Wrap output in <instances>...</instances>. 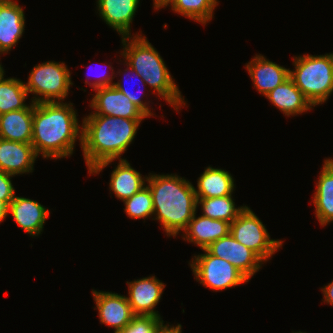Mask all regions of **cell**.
<instances>
[{
	"instance_id": "cell-1",
	"label": "cell",
	"mask_w": 333,
	"mask_h": 333,
	"mask_svg": "<svg viewBox=\"0 0 333 333\" xmlns=\"http://www.w3.org/2000/svg\"><path fill=\"white\" fill-rule=\"evenodd\" d=\"M144 119H128L106 115H88L82 123L83 157L89 174L100 173L133 142Z\"/></svg>"
},
{
	"instance_id": "cell-2",
	"label": "cell",
	"mask_w": 333,
	"mask_h": 333,
	"mask_svg": "<svg viewBox=\"0 0 333 333\" xmlns=\"http://www.w3.org/2000/svg\"><path fill=\"white\" fill-rule=\"evenodd\" d=\"M80 127L72 103H33L31 144L37 155L50 159L72 155L76 139L82 146Z\"/></svg>"
},
{
	"instance_id": "cell-3",
	"label": "cell",
	"mask_w": 333,
	"mask_h": 333,
	"mask_svg": "<svg viewBox=\"0 0 333 333\" xmlns=\"http://www.w3.org/2000/svg\"><path fill=\"white\" fill-rule=\"evenodd\" d=\"M147 187L150 189L154 214L167 236L176 237L184 231L197 210L195 187L176 174H149Z\"/></svg>"
},
{
	"instance_id": "cell-4",
	"label": "cell",
	"mask_w": 333,
	"mask_h": 333,
	"mask_svg": "<svg viewBox=\"0 0 333 333\" xmlns=\"http://www.w3.org/2000/svg\"><path fill=\"white\" fill-rule=\"evenodd\" d=\"M122 44L124 48L120 54L125 58L124 64L136 71L146 85L153 88L152 93L157 92V96L168 102L176 111L184 107L183 105L186 106L187 103L162 57L146 37L137 33L133 37H122Z\"/></svg>"
},
{
	"instance_id": "cell-5",
	"label": "cell",
	"mask_w": 333,
	"mask_h": 333,
	"mask_svg": "<svg viewBox=\"0 0 333 333\" xmlns=\"http://www.w3.org/2000/svg\"><path fill=\"white\" fill-rule=\"evenodd\" d=\"M289 77L314 107L324 103L333 90V53L293 58Z\"/></svg>"
},
{
	"instance_id": "cell-6",
	"label": "cell",
	"mask_w": 333,
	"mask_h": 333,
	"mask_svg": "<svg viewBox=\"0 0 333 333\" xmlns=\"http://www.w3.org/2000/svg\"><path fill=\"white\" fill-rule=\"evenodd\" d=\"M64 64L46 61L34 66L27 83H24L28 94H35L31 102H63L65 100L73 83L71 73Z\"/></svg>"
},
{
	"instance_id": "cell-7",
	"label": "cell",
	"mask_w": 333,
	"mask_h": 333,
	"mask_svg": "<svg viewBox=\"0 0 333 333\" xmlns=\"http://www.w3.org/2000/svg\"><path fill=\"white\" fill-rule=\"evenodd\" d=\"M203 251L204 254L195 255L189 264L195 279L204 287L222 291L249 282V279L230 262L211 255L206 249Z\"/></svg>"
},
{
	"instance_id": "cell-8",
	"label": "cell",
	"mask_w": 333,
	"mask_h": 333,
	"mask_svg": "<svg viewBox=\"0 0 333 333\" xmlns=\"http://www.w3.org/2000/svg\"><path fill=\"white\" fill-rule=\"evenodd\" d=\"M230 233L239 243L255 252L264 263L283 245L282 240L270 238L263 222L248 206L230 224Z\"/></svg>"
},
{
	"instance_id": "cell-9",
	"label": "cell",
	"mask_w": 333,
	"mask_h": 333,
	"mask_svg": "<svg viewBox=\"0 0 333 333\" xmlns=\"http://www.w3.org/2000/svg\"><path fill=\"white\" fill-rule=\"evenodd\" d=\"M206 250L211 255L230 262L249 280L260 270L264 262L255 252L239 243L231 233L214 241Z\"/></svg>"
},
{
	"instance_id": "cell-10",
	"label": "cell",
	"mask_w": 333,
	"mask_h": 333,
	"mask_svg": "<svg viewBox=\"0 0 333 333\" xmlns=\"http://www.w3.org/2000/svg\"><path fill=\"white\" fill-rule=\"evenodd\" d=\"M97 91L90 103L94 109L90 115H106L128 119H144L147 116L113 85L94 89Z\"/></svg>"
},
{
	"instance_id": "cell-11",
	"label": "cell",
	"mask_w": 333,
	"mask_h": 333,
	"mask_svg": "<svg viewBox=\"0 0 333 333\" xmlns=\"http://www.w3.org/2000/svg\"><path fill=\"white\" fill-rule=\"evenodd\" d=\"M127 300L135 316H152L162 319L156 305L160 302L165 284L155 276L128 282Z\"/></svg>"
},
{
	"instance_id": "cell-12",
	"label": "cell",
	"mask_w": 333,
	"mask_h": 333,
	"mask_svg": "<svg viewBox=\"0 0 333 333\" xmlns=\"http://www.w3.org/2000/svg\"><path fill=\"white\" fill-rule=\"evenodd\" d=\"M92 295L98 310L100 323L114 328L119 333L135 317L127 297L118 293L92 290Z\"/></svg>"
},
{
	"instance_id": "cell-13",
	"label": "cell",
	"mask_w": 333,
	"mask_h": 333,
	"mask_svg": "<svg viewBox=\"0 0 333 333\" xmlns=\"http://www.w3.org/2000/svg\"><path fill=\"white\" fill-rule=\"evenodd\" d=\"M37 157L31 143H20L0 138V171L13 176L32 173Z\"/></svg>"
},
{
	"instance_id": "cell-14",
	"label": "cell",
	"mask_w": 333,
	"mask_h": 333,
	"mask_svg": "<svg viewBox=\"0 0 333 333\" xmlns=\"http://www.w3.org/2000/svg\"><path fill=\"white\" fill-rule=\"evenodd\" d=\"M49 210L36 200L15 196L8 205L7 214L30 236H38L44 228Z\"/></svg>"
},
{
	"instance_id": "cell-15",
	"label": "cell",
	"mask_w": 333,
	"mask_h": 333,
	"mask_svg": "<svg viewBox=\"0 0 333 333\" xmlns=\"http://www.w3.org/2000/svg\"><path fill=\"white\" fill-rule=\"evenodd\" d=\"M23 8L13 0H0V53H8L20 40L25 28Z\"/></svg>"
},
{
	"instance_id": "cell-16",
	"label": "cell",
	"mask_w": 333,
	"mask_h": 333,
	"mask_svg": "<svg viewBox=\"0 0 333 333\" xmlns=\"http://www.w3.org/2000/svg\"><path fill=\"white\" fill-rule=\"evenodd\" d=\"M254 88L264 96L289 78L290 69L276 64L263 55H255L245 66Z\"/></svg>"
},
{
	"instance_id": "cell-17",
	"label": "cell",
	"mask_w": 333,
	"mask_h": 333,
	"mask_svg": "<svg viewBox=\"0 0 333 333\" xmlns=\"http://www.w3.org/2000/svg\"><path fill=\"white\" fill-rule=\"evenodd\" d=\"M140 0H97V9L102 20L122 37H130L131 23Z\"/></svg>"
},
{
	"instance_id": "cell-18",
	"label": "cell",
	"mask_w": 333,
	"mask_h": 333,
	"mask_svg": "<svg viewBox=\"0 0 333 333\" xmlns=\"http://www.w3.org/2000/svg\"><path fill=\"white\" fill-rule=\"evenodd\" d=\"M183 240L196 244L201 250L230 233V223L194 214L187 228L183 231Z\"/></svg>"
},
{
	"instance_id": "cell-19",
	"label": "cell",
	"mask_w": 333,
	"mask_h": 333,
	"mask_svg": "<svg viewBox=\"0 0 333 333\" xmlns=\"http://www.w3.org/2000/svg\"><path fill=\"white\" fill-rule=\"evenodd\" d=\"M33 102L26 108L0 115V138L20 143H31Z\"/></svg>"
},
{
	"instance_id": "cell-20",
	"label": "cell",
	"mask_w": 333,
	"mask_h": 333,
	"mask_svg": "<svg viewBox=\"0 0 333 333\" xmlns=\"http://www.w3.org/2000/svg\"><path fill=\"white\" fill-rule=\"evenodd\" d=\"M315 214L320 225L326 226L333 221V159L324 161L322 171L316 183L313 196Z\"/></svg>"
},
{
	"instance_id": "cell-21",
	"label": "cell",
	"mask_w": 333,
	"mask_h": 333,
	"mask_svg": "<svg viewBox=\"0 0 333 333\" xmlns=\"http://www.w3.org/2000/svg\"><path fill=\"white\" fill-rule=\"evenodd\" d=\"M265 97L286 116L300 115L313 107L290 77Z\"/></svg>"
},
{
	"instance_id": "cell-22",
	"label": "cell",
	"mask_w": 333,
	"mask_h": 333,
	"mask_svg": "<svg viewBox=\"0 0 333 333\" xmlns=\"http://www.w3.org/2000/svg\"><path fill=\"white\" fill-rule=\"evenodd\" d=\"M145 181L147 176L142 177L126 159H119L117 167L111 173L110 191L124 201L146 186Z\"/></svg>"
},
{
	"instance_id": "cell-23",
	"label": "cell",
	"mask_w": 333,
	"mask_h": 333,
	"mask_svg": "<svg viewBox=\"0 0 333 333\" xmlns=\"http://www.w3.org/2000/svg\"><path fill=\"white\" fill-rule=\"evenodd\" d=\"M234 185V179L228 171L208 166L198 178V190L194 191L196 198L223 197L233 194Z\"/></svg>"
},
{
	"instance_id": "cell-24",
	"label": "cell",
	"mask_w": 333,
	"mask_h": 333,
	"mask_svg": "<svg viewBox=\"0 0 333 333\" xmlns=\"http://www.w3.org/2000/svg\"><path fill=\"white\" fill-rule=\"evenodd\" d=\"M232 195L215 198H197L202 214L215 220H224L230 224L239 216L246 206L236 207Z\"/></svg>"
},
{
	"instance_id": "cell-25",
	"label": "cell",
	"mask_w": 333,
	"mask_h": 333,
	"mask_svg": "<svg viewBox=\"0 0 333 333\" xmlns=\"http://www.w3.org/2000/svg\"><path fill=\"white\" fill-rule=\"evenodd\" d=\"M28 92L23 81L6 78L0 81V115L26 108Z\"/></svg>"
},
{
	"instance_id": "cell-26",
	"label": "cell",
	"mask_w": 333,
	"mask_h": 333,
	"mask_svg": "<svg viewBox=\"0 0 333 333\" xmlns=\"http://www.w3.org/2000/svg\"><path fill=\"white\" fill-rule=\"evenodd\" d=\"M218 0H172V11L205 25L213 18Z\"/></svg>"
},
{
	"instance_id": "cell-27",
	"label": "cell",
	"mask_w": 333,
	"mask_h": 333,
	"mask_svg": "<svg viewBox=\"0 0 333 333\" xmlns=\"http://www.w3.org/2000/svg\"><path fill=\"white\" fill-rule=\"evenodd\" d=\"M124 211L129 218L143 219L153 216V200L150 189L144 186L139 192L133 194L130 198L123 201Z\"/></svg>"
},
{
	"instance_id": "cell-28",
	"label": "cell",
	"mask_w": 333,
	"mask_h": 333,
	"mask_svg": "<svg viewBox=\"0 0 333 333\" xmlns=\"http://www.w3.org/2000/svg\"><path fill=\"white\" fill-rule=\"evenodd\" d=\"M164 324L162 319L152 316H135L119 333H156Z\"/></svg>"
},
{
	"instance_id": "cell-29",
	"label": "cell",
	"mask_w": 333,
	"mask_h": 333,
	"mask_svg": "<svg viewBox=\"0 0 333 333\" xmlns=\"http://www.w3.org/2000/svg\"><path fill=\"white\" fill-rule=\"evenodd\" d=\"M124 72H125V76H131L132 75V77L131 78H133V74L135 75L134 77H137L138 78V80H141L140 81V83L144 86H146V83L144 82V79L136 72V71H134L131 67H129L128 65H127V69H125V70H123ZM130 72L131 73V75H129L127 72ZM128 75H127V74ZM129 78V77H128ZM113 86L115 87V88H117V89H119L124 95H126L129 99H130V101L132 102V103H134L147 117H151V116H153L152 114V112H151V109L149 108V102L147 103L146 101L144 102L142 99H141V95H139V96H136V94H134L133 92H131V91H129V90H127L126 88H125V86L123 87V84H122V82L121 81H119L118 80V82H116V83H114L113 84Z\"/></svg>"
},
{
	"instance_id": "cell-30",
	"label": "cell",
	"mask_w": 333,
	"mask_h": 333,
	"mask_svg": "<svg viewBox=\"0 0 333 333\" xmlns=\"http://www.w3.org/2000/svg\"><path fill=\"white\" fill-rule=\"evenodd\" d=\"M12 177L13 175L0 171V200L7 206L15 197V188L11 180Z\"/></svg>"
},
{
	"instance_id": "cell-31",
	"label": "cell",
	"mask_w": 333,
	"mask_h": 333,
	"mask_svg": "<svg viewBox=\"0 0 333 333\" xmlns=\"http://www.w3.org/2000/svg\"><path fill=\"white\" fill-rule=\"evenodd\" d=\"M113 74H114V71L111 73V75H107V73L104 75L101 74L102 77L101 76L97 77V79L93 83L86 80L85 84L92 86L93 90L97 89V88H101V87L112 86L114 84V83H112V79H114V77H115V75H113Z\"/></svg>"
},
{
	"instance_id": "cell-32",
	"label": "cell",
	"mask_w": 333,
	"mask_h": 333,
	"mask_svg": "<svg viewBox=\"0 0 333 333\" xmlns=\"http://www.w3.org/2000/svg\"><path fill=\"white\" fill-rule=\"evenodd\" d=\"M324 302L333 306V280L327 286L322 287Z\"/></svg>"
},
{
	"instance_id": "cell-33",
	"label": "cell",
	"mask_w": 333,
	"mask_h": 333,
	"mask_svg": "<svg viewBox=\"0 0 333 333\" xmlns=\"http://www.w3.org/2000/svg\"><path fill=\"white\" fill-rule=\"evenodd\" d=\"M182 326L181 324H177V326H173V325H162L156 333H182Z\"/></svg>"
},
{
	"instance_id": "cell-34",
	"label": "cell",
	"mask_w": 333,
	"mask_h": 333,
	"mask_svg": "<svg viewBox=\"0 0 333 333\" xmlns=\"http://www.w3.org/2000/svg\"><path fill=\"white\" fill-rule=\"evenodd\" d=\"M153 2L155 10H159L160 8L169 6L172 0H153Z\"/></svg>"
},
{
	"instance_id": "cell-35",
	"label": "cell",
	"mask_w": 333,
	"mask_h": 333,
	"mask_svg": "<svg viewBox=\"0 0 333 333\" xmlns=\"http://www.w3.org/2000/svg\"><path fill=\"white\" fill-rule=\"evenodd\" d=\"M7 209L8 206L0 200V223L3 222V220L7 217Z\"/></svg>"
},
{
	"instance_id": "cell-36",
	"label": "cell",
	"mask_w": 333,
	"mask_h": 333,
	"mask_svg": "<svg viewBox=\"0 0 333 333\" xmlns=\"http://www.w3.org/2000/svg\"><path fill=\"white\" fill-rule=\"evenodd\" d=\"M0 54H3V53H0ZM4 69L0 63V81L4 79Z\"/></svg>"
}]
</instances>
